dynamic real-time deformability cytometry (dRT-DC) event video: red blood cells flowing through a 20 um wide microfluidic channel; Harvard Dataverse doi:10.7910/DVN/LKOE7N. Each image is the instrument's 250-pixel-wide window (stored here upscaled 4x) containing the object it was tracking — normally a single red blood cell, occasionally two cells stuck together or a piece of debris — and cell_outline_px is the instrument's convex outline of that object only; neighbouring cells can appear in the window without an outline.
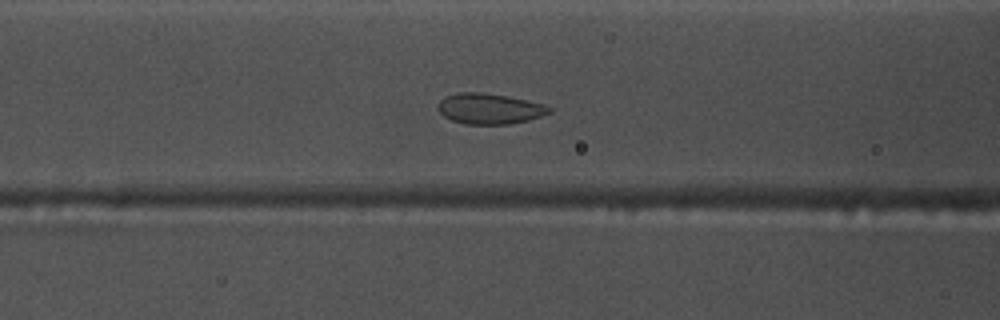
{"species": "common noctule bat (a hibernating species)", "species_latin": "Nyctalus noctula", "temperature_condition": "warm", "stored_images_in_passage": 55, "camera_frame_rate_fps": 3000, "um_per_image_px": 0.085, "animal": {"sex": "male", "body_mass_g": 17.5, "forearm_length_mm": 52.3}, "frame": {"image": 1, "passage_image": 22, "time_ms": 7.0, "image_size_px": [1000, 320], "cell_outline_px": [[552, 112], [528, 120], [508, 124], [464, 124], [452, 120], [444, 116], [436, 108], [440, 100], [444, 96], [456, 92], [480, 92], [508, 96], [544, 104], [552, 108]], "centroid_in_image_um": [41.58, 9.23], "position_along_channel_um": 125.0, "area_um2": 19.94}}
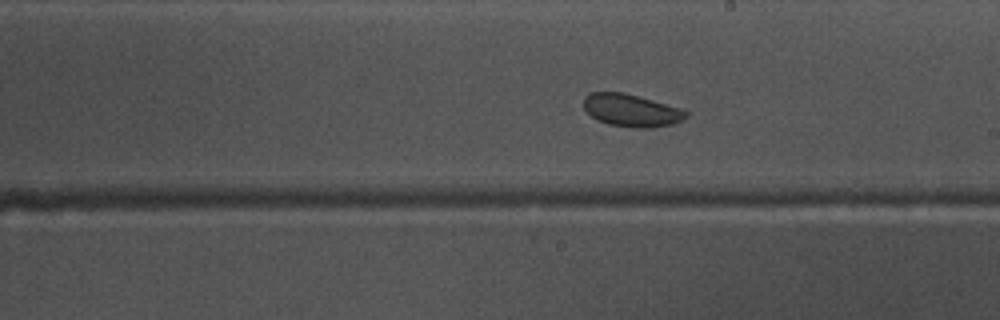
{"frame": {"image": 2, "passage_image": 31, "time_ms": 10.0, "image_size_px": [1000, 320], "cell_outline_px": [[688, 116], [672, 124], [652, 128], [632, 128], [608, 124], [596, 120], [584, 108], [584, 96], [588, 92], [624, 92], [684, 108], [688, 112]], "centroid_in_image_um": [53.68, 9.37], "position_along_channel_um": 235.3, "area_um2": 19.71}}
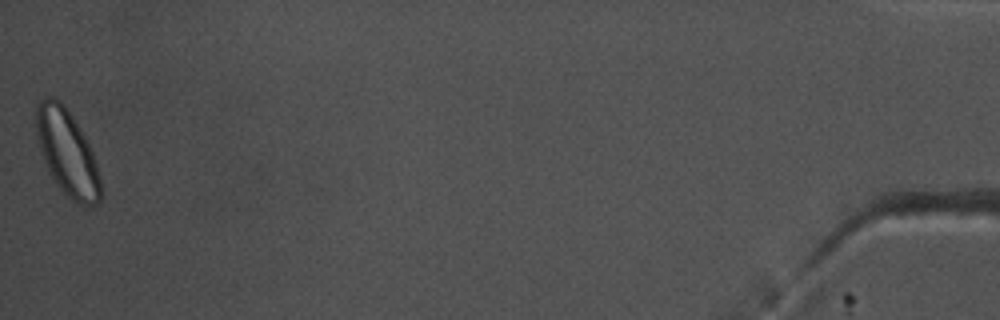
{"frame": {"image": 3, "passage_image": 55, "time_ms": 18.0, "image_size_px": [1000, 320], "cell_outline_px": [[100, 200], [96, 204], [80, 204], [72, 200], [60, 188], [48, 172], [40, 148], [36, 132], [36, 108], [40, 100], [44, 96], [52, 96], [72, 116], [84, 136], [92, 152], [96, 164], [100, 180]], "centroid_in_image_um": [5.68, 12.98], "position_along_channel_um": 429.5, "area_um2": 31.33}, "authors_computed_cell_mechanics": {"area_um2": 21.675, "velocity_mm_per_s": 3.7017, "shape_relaxation_time_tau1_ms": 4.3872, "shape_relaxation_time_tau2_ms": 0.6799, "deformation_change_tau1": 0.0882, "deformation_change_tau2": 0.0407}}